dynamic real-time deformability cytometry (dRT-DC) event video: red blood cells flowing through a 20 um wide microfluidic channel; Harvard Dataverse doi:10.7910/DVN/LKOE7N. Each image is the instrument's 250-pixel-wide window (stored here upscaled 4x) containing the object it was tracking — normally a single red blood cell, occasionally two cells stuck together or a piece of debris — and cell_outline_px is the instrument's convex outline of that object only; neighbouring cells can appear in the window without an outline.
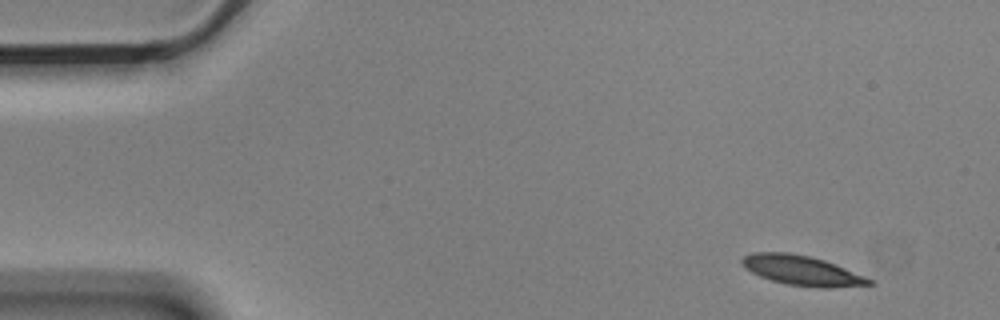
{"species": "Egyptian fruit bat (a non-hibernating species)", "species_latin": "Rousettus aegyptiacus", "temperature_condition": "cold", "stored_images_in_passage": 4, "camera_frame_rate_fps": 3000, "um_per_image_px": 0.085, "animal": {"sex": "male"}, "frame": {"image": 1, "passage_image": 1, "time_ms": 0.0, "image_size_px": [1000, 320], "cell_outline_px": [[876, 284], [828, 288], [820, 288], [788, 284], [772, 280], [760, 276], [744, 268], [740, 260], [744, 256], [752, 252], [788, 252], [812, 256], [824, 260], [864, 276], [872, 280]], "centroid_in_image_um": [68.14, 22.98], "position_along_channel_um": 16.9, "area_um2": 21.96}}
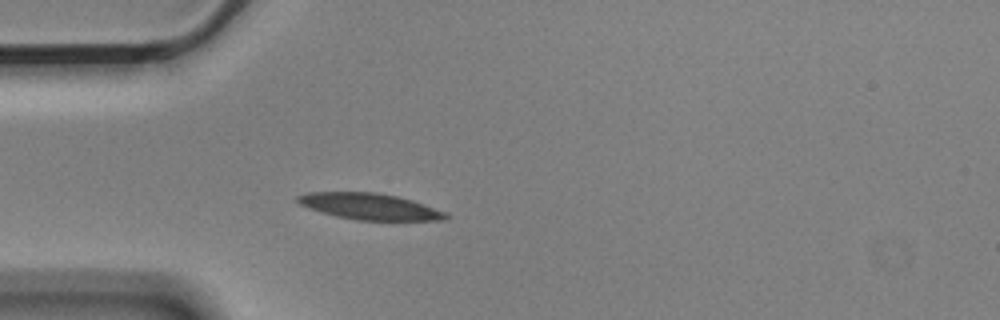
{"frame": {"image": 2, "passage_image": 4, "time_ms": 1.0, "image_size_px": [1000, 320], "cell_outline_px": [[448, 220], [356, 220], [336, 216], [320, 212], [308, 208], [300, 204], [296, 200], [296, 196], [308, 192], [376, 192], [396, 196], [412, 200], [424, 204], [444, 212], [448, 216]], "centroid_in_image_um": [31.38, 17.55], "position_along_channel_um": 53.6, "area_um2": 22.6}}